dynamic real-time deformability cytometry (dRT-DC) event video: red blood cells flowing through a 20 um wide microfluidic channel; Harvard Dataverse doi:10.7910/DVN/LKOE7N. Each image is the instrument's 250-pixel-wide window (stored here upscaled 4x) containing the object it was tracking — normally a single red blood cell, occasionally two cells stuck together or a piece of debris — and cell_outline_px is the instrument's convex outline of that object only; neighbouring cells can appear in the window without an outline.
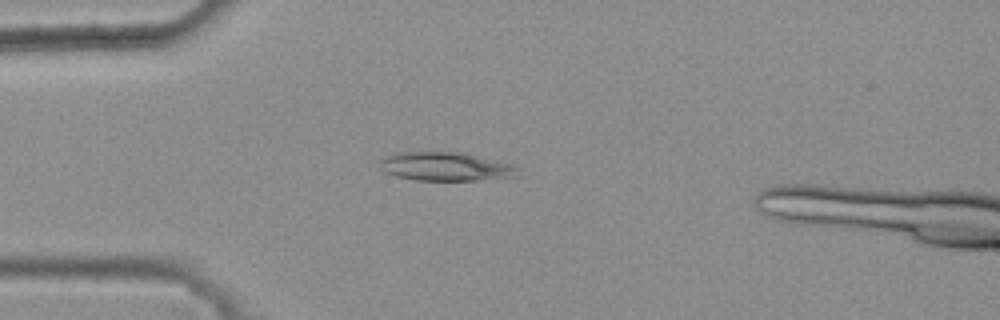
{"species": "common noctule bat (a hibernating species)", "species_latin": "Nyctalus noctula", "temperature_condition": "warm", "stored_images_in_passage": 24, "camera_frame_rate_fps": 3000, "um_per_image_px": 0.085, "animal": {"sex": "female", "body_mass_g": 25.1}, "frame": {"image": 1, "passage_image": 1, "time_ms": 0.0, "image_size_px": [1000, 320], "cell_outline_px": [[520, 168], [516, 176], [476, 180], [416, 180], [396, 176], [384, 172], [380, 168], [380, 160], [388, 156], [400, 152], [460, 152], [512, 164]], "centroid_in_image_um": [37.87, 14.16], "position_along_channel_um": 47.1, "area_um2": 22.83}}
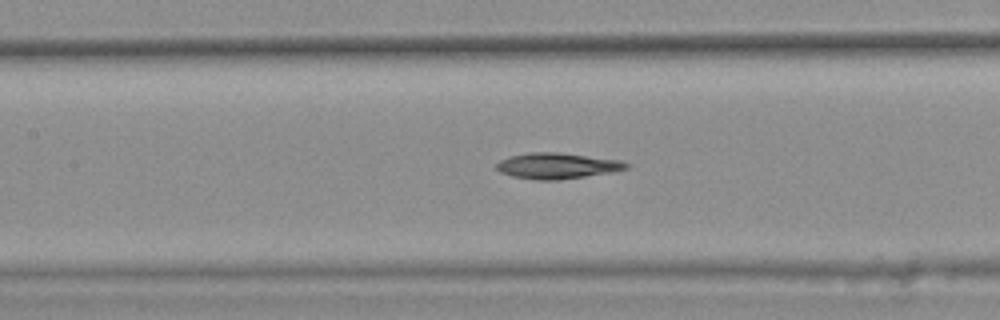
{"frame": {"image": 2, "passage_image": 11, "time_ms": 3.333, "image_size_px": [1000, 320], "cell_outline_px": [[632, 164], [628, 168], [612, 172], [556, 180], [536, 180], [512, 176], [500, 172], [496, 168], [496, 164], [500, 160], [508, 156], [528, 152], [560, 152], [620, 160]], "centroid_in_image_um": [47.35, 14.08], "position_along_channel_um": 160.1, "area_um2": 19.65}}
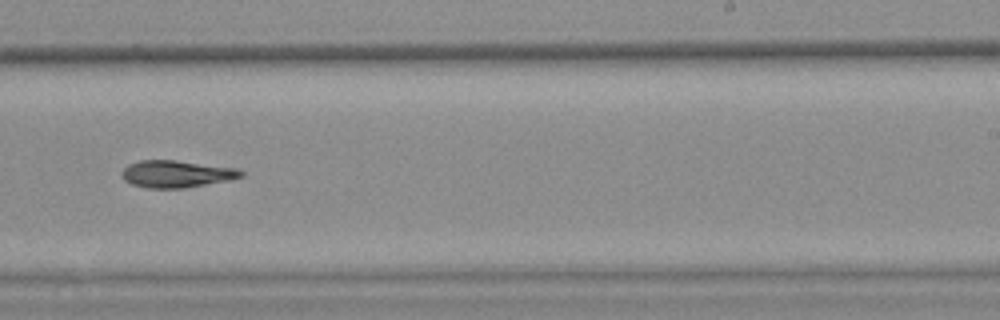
{"frame": {"image": 3, "passage_image": 20, "time_ms": 6.333, "image_size_px": [1000, 320], "cell_outline_px": [[244, 176], [232, 180], [184, 188], [148, 188], [132, 184], [124, 180], [120, 176], [120, 172], [128, 164], [140, 160], [176, 160], [236, 168], [244, 172]], "centroid_in_image_um": [14.99, 14.78], "position_along_channel_um": 274.0, "area_um2": 19.02}}